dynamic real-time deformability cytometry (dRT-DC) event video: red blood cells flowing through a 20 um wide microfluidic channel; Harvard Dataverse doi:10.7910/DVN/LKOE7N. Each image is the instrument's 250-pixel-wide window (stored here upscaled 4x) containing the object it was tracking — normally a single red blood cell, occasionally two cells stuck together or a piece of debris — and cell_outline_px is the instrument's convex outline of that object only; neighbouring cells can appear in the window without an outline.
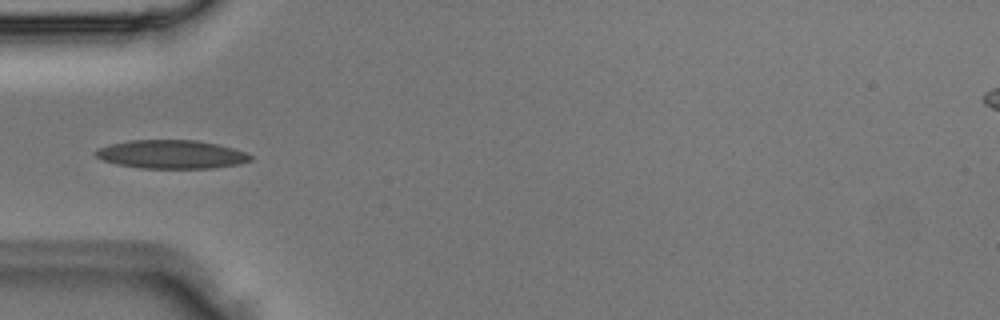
{"species": "Egyptian fruit bat (a non-hibernating species)", "species_latin": "Rousettus aegyptiacus", "temperature_condition": "room temperature", "stored_images_in_passage": 4, "camera_frame_rate_fps": 3000, "um_per_image_px": 0.085, "animal": {"sex": "male"}, "frame": {"image": 1, "passage_image": 4, "time_ms": 1.0, "image_size_px": [1000, 320], "cell_outline_px": [[252, 160], [236, 164], [212, 168], [140, 168], [116, 164], [104, 160], [96, 156], [92, 152], [100, 148], [112, 144], [128, 140], [196, 140], [216, 144], [232, 148], [244, 152], [252, 156]], "centroid_in_image_um": [14.54, 13.12], "position_along_channel_um": 70.5, "area_um2": 25.49}}